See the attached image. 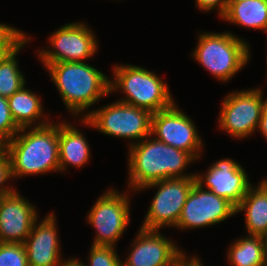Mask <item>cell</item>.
Listing matches in <instances>:
<instances>
[{
    "instance_id": "6da1fadb",
    "label": "cell",
    "mask_w": 267,
    "mask_h": 266,
    "mask_svg": "<svg viewBox=\"0 0 267 266\" xmlns=\"http://www.w3.org/2000/svg\"><path fill=\"white\" fill-rule=\"evenodd\" d=\"M43 119L28 132L20 129L2 146L10 159L12 179L60 171L58 123Z\"/></svg>"
},
{
    "instance_id": "7a4b0ae2",
    "label": "cell",
    "mask_w": 267,
    "mask_h": 266,
    "mask_svg": "<svg viewBox=\"0 0 267 266\" xmlns=\"http://www.w3.org/2000/svg\"><path fill=\"white\" fill-rule=\"evenodd\" d=\"M150 137L129 147L128 186L131 190L137 192L164 179L195 177L193 173H183L195 160L190 153Z\"/></svg>"
},
{
    "instance_id": "3957f363",
    "label": "cell",
    "mask_w": 267,
    "mask_h": 266,
    "mask_svg": "<svg viewBox=\"0 0 267 266\" xmlns=\"http://www.w3.org/2000/svg\"><path fill=\"white\" fill-rule=\"evenodd\" d=\"M46 68L72 115L80 116L110 93V79L86 61L48 64Z\"/></svg>"
},
{
    "instance_id": "277c9868",
    "label": "cell",
    "mask_w": 267,
    "mask_h": 266,
    "mask_svg": "<svg viewBox=\"0 0 267 266\" xmlns=\"http://www.w3.org/2000/svg\"><path fill=\"white\" fill-rule=\"evenodd\" d=\"M110 93L122 90L126 97L120 102L155 113L171 107L175 100L168 85L154 72L134 65H114Z\"/></svg>"
},
{
    "instance_id": "5b68a950",
    "label": "cell",
    "mask_w": 267,
    "mask_h": 266,
    "mask_svg": "<svg viewBox=\"0 0 267 266\" xmlns=\"http://www.w3.org/2000/svg\"><path fill=\"white\" fill-rule=\"evenodd\" d=\"M192 57L213 77L227 82L249 62L250 47L234 33H199Z\"/></svg>"
},
{
    "instance_id": "8992f818",
    "label": "cell",
    "mask_w": 267,
    "mask_h": 266,
    "mask_svg": "<svg viewBox=\"0 0 267 266\" xmlns=\"http://www.w3.org/2000/svg\"><path fill=\"white\" fill-rule=\"evenodd\" d=\"M84 125H89L103 134L136 140V144L151 136L152 113L144 108H138L120 101L110 103L83 114Z\"/></svg>"
},
{
    "instance_id": "52a82bcc",
    "label": "cell",
    "mask_w": 267,
    "mask_h": 266,
    "mask_svg": "<svg viewBox=\"0 0 267 266\" xmlns=\"http://www.w3.org/2000/svg\"><path fill=\"white\" fill-rule=\"evenodd\" d=\"M195 182L196 177L169 178L141 188L140 190L157 187V192L140 228L160 231L166 226L176 227Z\"/></svg>"
},
{
    "instance_id": "ba28073f",
    "label": "cell",
    "mask_w": 267,
    "mask_h": 266,
    "mask_svg": "<svg viewBox=\"0 0 267 266\" xmlns=\"http://www.w3.org/2000/svg\"><path fill=\"white\" fill-rule=\"evenodd\" d=\"M127 195L111 188L100 195L87 213V223L96 231L92 245L116 246L130 223V197Z\"/></svg>"
},
{
    "instance_id": "9c48e42d",
    "label": "cell",
    "mask_w": 267,
    "mask_h": 266,
    "mask_svg": "<svg viewBox=\"0 0 267 266\" xmlns=\"http://www.w3.org/2000/svg\"><path fill=\"white\" fill-rule=\"evenodd\" d=\"M262 89L232 92L222 102L219 128L233 138L248 137L258 129L265 104Z\"/></svg>"
},
{
    "instance_id": "30bf717a",
    "label": "cell",
    "mask_w": 267,
    "mask_h": 266,
    "mask_svg": "<svg viewBox=\"0 0 267 266\" xmlns=\"http://www.w3.org/2000/svg\"><path fill=\"white\" fill-rule=\"evenodd\" d=\"M49 42L52 50L41 49L37 53L45 67L61 62H83L98 51L94 32L81 22L61 26L51 34Z\"/></svg>"
},
{
    "instance_id": "8fae6325",
    "label": "cell",
    "mask_w": 267,
    "mask_h": 266,
    "mask_svg": "<svg viewBox=\"0 0 267 266\" xmlns=\"http://www.w3.org/2000/svg\"><path fill=\"white\" fill-rule=\"evenodd\" d=\"M151 136L190 153L196 160L200 158L201 148L204 146L195 124L176 103L167 109L152 113Z\"/></svg>"
},
{
    "instance_id": "7c38bea8",
    "label": "cell",
    "mask_w": 267,
    "mask_h": 266,
    "mask_svg": "<svg viewBox=\"0 0 267 266\" xmlns=\"http://www.w3.org/2000/svg\"><path fill=\"white\" fill-rule=\"evenodd\" d=\"M235 214L236 207L231 202L195 182L175 228L184 230L207 227L223 222Z\"/></svg>"
},
{
    "instance_id": "4fadbf2b",
    "label": "cell",
    "mask_w": 267,
    "mask_h": 266,
    "mask_svg": "<svg viewBox=\"0 0 267 266\" xmlns=\"http://www.w3.org/2000/svg\"><path fill=\"white\" fill-rule=\"evenodd\" d=\"M122 266H178L186 254L159 230L140 228ZM167 238V239H166Z\"/></svg>"
},
{
    "instance_id": "5bb4252c",
    "label": "cell",
    "mask_w": 267,
    "mask_h": 266,
    "mask_svg": "<svg viewBox=\"0 0 267 266\" xmlns=\"http://www.w3.org/2000/svg\"><path fill=\"white\" fill-rule=\"evenodd\" d=\"M206 172L203 175L195 174L196 183L201 187L205 186L206 190L215 195L227 199L235 207L252 186L245 169L230 158L214 162Z\"/></svg>"
},
{
    "instance_id": "9a60e30c",
    "label": "cell",
    "mask_w": 267,
    "mask_h": 266,
    "mask_svg": "<svg viewBox=\"0 0 267 266\" xmlns=\"http://www.w3.org/2000/svg\"><path fill=\"white\" fill-rule=\"evenodd\" d=\"M18 191L0 197V242L24 243L38 212Z\"/></svg>"
},
{
    "instance_id": "2e32d148",
    "label": "cell",
    "mask_w": 267,
    "mask_h": 266,
    "mask_svg": "<svg viewBox=\"0 0 267 266\" xmlns=\"http://www.w3.org/2000/svg\"><path fill=\"white\" fill-rule=\"evenodd\" d=\"M54 213L47 214L40 223L34 222L24 242L28 266H60L63 262L59 247L58 232Z\"/></svg>"
},
{
    "instance_id": "e0dca14e",
    "label": "cell",
    "mask_w": 267,
    "mask_h": 266,
    "mask_svg": "<svg viewBox=\"0 0 267 266\" xmlns=\"http://www.w3.org/2000/svg\"><path fill=\"white\" fill-rule=\"evenodd\" d=\"M58 141H59V166L60 171L66 170L67 166L82 167L88 163L90 145L80 130L68 122H58Z\"/></svg>"
},
{
    "instance_id": "ac0fdd59",
    "label": "cell",
    "mask_w": 267,
    "mask_h": 266,
    "mask_svg": "<svg viewBox=\"0 0 267 266\" xmlns=\"http://www.w3.org/2000/svg\"><path fill=\"white\" fill-rule=\"evenodd\" d=\"M252 185L236 207V213L245 211V225L249 236L267 238V193Z\"/></svg>"
},
{
    "instance_id": "d6986e66",
    "label": "cell",
    "mask_w": 267,
    "mask_h": 266,
    "mask_svg": "<svg viewBox=\"0 0 267 266\" xmlns=\"http://www.w3.org/2000/svg\"><path fill=\"white\" fill-rule=\"evenodd\" d=\"M224 21L267 33V0L228 1Z\"/></svg>"
},
{
    "instance_id": "ffe728a7",
    "label": "cell",
    "mask_w": 267,
    "mask_h": 266,
    "mask_svg": "<svg viewBox=\"0 0 267 266\" xmlns=\"http://www.w3.org/2000/svg\"><path fill=\"white\" fill-rule=\"evenodd\" d=\"M227 259L232 266H266L267 238L249 235L241 237L231 244Z\"/></svg>"
},
{
    "instance_id": "44dd1931",
    "label": "cell",
    "mask_w": 267,
    "mask_h": 266,
    "mask_svg": "<svg viewBox=\"0 0 267 266\" xmlns=\"http://www.w3.org/2000/svg\"><path fill=\"white\" fill-rule=\"evenodd\" d=\"M16 126L19 129L30 128L44 116L41 99L25 85L7 98ZM39 119V120H38Z\"/></svg>"
},
{
    "instance_id": "7402d4cb",
    "label": "cell",
    "mask_w": 267,
    "mask_h": 266,
    "mask_svg": "<svg viewBox=\"0 0 267 266\" xmlns=\"http://www.w3.org/2000/svg\"><path fill=\"white\" fill-rule=\"evenodd\" d=\"M29 41L31 37L27 36L0 62V96L9 98L25 85V77L18 67L16 55Z\"/></svg>"
},
{
    "instance_id": "603a6c76",
    "label": "cell",
    "mask_w": 267,
    "mask_h": 266,
    "mask_svg": "<svg viewBox=\"0 0 267 266\" xmlns=\"http://www.w3.org/2000/svg\"><path fill=\"white\" fill-rule=\"evenodd\" d=\"M0 266H28L24 243L0 242Z\"/></svg>"
},
{
    "instance_id": "cb8c5ba5",
    "label": "cell",
    "mask_w": 267,
    "mask_h": 266,
    "mask_svg": "<svg viewBox=\"0 0 267 266\" xmlns=\"http://www.w3.org/2000/svg\"><path fill=\"white\" fill-rule=\"evenodd\" d=\"M89 252V263L84 266H122L113 246L92 245Z\"/></svg>"
},
{
    "instance_id": "d4e9b609",
    "label": "cell",
    "mask_w": 267,
    "mask_h": 266,
    "mask_svg": "<svg viewBox=\"0 0 267 266\" xmlns=\"http://www.w3.org/2000/svg\"><path fill=\"white\" fill-rule=\"evenodd\" d=\"M19 130L12 117L7 98L0 96V146L11 140Z\"/></svg>"
},
{
    "instance_id": "484cf974",
    "label": "cell",
    "mask_w": 267,
    "mask_h": 266,
    "mask_svg": "<svg viewBox=\"0 0 267 266\" xmlns=\"http://www.w3.org/2000/svg\"><path fill=\"white\" fill-rule=\"evenodd\" d=\"M12 179L11 163L6 150L0 147V197L9 195L15 191L16 188L8 187L5 182ZM4 184V185H3Z\"/></svg>"
},
{
    "instance_id": "4316f807",
    "label": "cell",
    "mask_w": 267,
    "mask_h": 266,
    "mask_svg": "<svg viewBox=\"0 0 267 266\" xmlns=\"http://www.w3.org/2000/svg\"><path fill=\"white\" fill-rule=\"evenodd\" d=\"M26 37L18 28L0 23V44H20Z\"/></svg>"
},
{
    "instance_id": "83f0119b",
    "label": "cell",
    "mask_w": 267,
    "mask_h": 266,
    "mask_svg": "<svg viewBox=\"0 0 267 266\" xmlns=\"http://www.w3.org/2000/svg\"><path fill=\"white\" fill-rule=\"evenodd\" d=\"M199 10L204 12L211 11L218 7L219 16L222 17L228 7V0H195Z\"/></svg>"
},
{
    "instance_id": "f1b7e54d",
    "label": "cell",
    "mask_w": 267,
    "mask_h": 266,
    "mask_svg": "<svg viewBox=\"0 0 267 266\" xmlns=\"http://www.w3.org/2000/svg\"><path fill=\"white\" fill-rule=\"evenodd\" d=\"M258 128V130L261 132V135L267 139V99L265 100Z\"/></svg>"
},
{
    "instance_id": "f546056e",
    "label": "cell",
    "mask_w": 267,
    "mask_h": 266,
    "mask_svg": "<svg viewBox=\"0 0 267 266\" xmlns=\"http://www.w3.org/2000/svg\"><path fill=\"white\" fill-rule=\"evenodd\" d=\"M178 266H204L198 257L194 255L187 258V255L179 262Z\"/></svg>"
},
{
    "instance_id": "4dcf8cb0",
    "label": "cell",
    "mask_w": 267,
    "mask_h": 266,
    "mask_svg": "<svg viewBox=\"0 0 267 266\" xmlns=\"http://www.w3.org/2000/svg\"><path fill=\"white\" fill-rule=\"evenodd\" d=\"M19 44H0V62L8 56Z\"/></svg>"
},
{
    "instance_id": "1f68e13d",
    "label": "cell",
    "mask_w": 267,
    "mask_h": 266,
    "mask_svg": "<svg viewBox=\"0 0 267 266\" xmlns=\"http://www.w3.org/2000/svg\"><path fill=\"white\" fill-rule=\"evenodd\" d=\"M60 266H84V263L76 258H69L66 261L63 259V262Z\"/></svg>"
},
{
    "instance_id": "d6a6232c",
    "label": "cell",
    "mask_w": 267,
    "mask_h": 266,
    "mask_svg": "<svg viewBox=\"0 0 267 266\" xmlns=\"http://www.w3.org/2000/svg\"><path fill=\"white\" fill-rule=\"evenodd\" d=\"M266 193H267V179H263V181H261L259 184H258Z\"/></svg>"
}]
</instances>
